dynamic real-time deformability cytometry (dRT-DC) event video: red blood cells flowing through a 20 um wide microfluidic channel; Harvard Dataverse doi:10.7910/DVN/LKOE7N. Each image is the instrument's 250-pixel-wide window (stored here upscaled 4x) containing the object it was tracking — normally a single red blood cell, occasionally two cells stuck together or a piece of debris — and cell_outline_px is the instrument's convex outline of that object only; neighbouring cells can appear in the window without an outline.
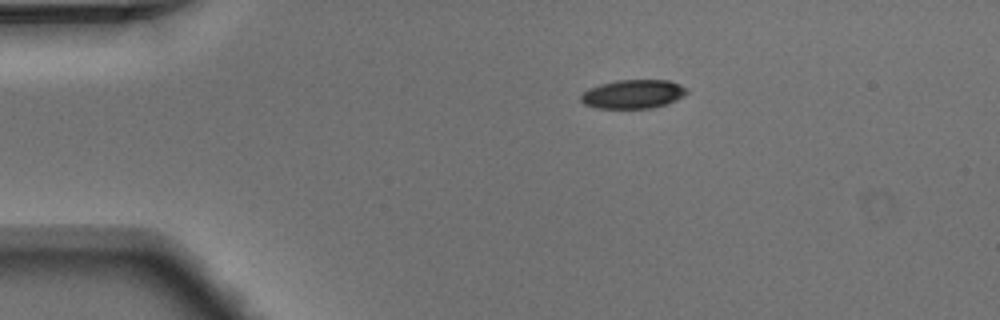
{"species": "Egyptian fruit bat (a non-hibernating species)", "species_latin": "Rousettus aegyptiacus", "temperature_condition": "warm", "stored_images_in_passage": 2, "camera_frame_rate_fps": 3000, "um_per_image_px": 0.085, "animal": {"sex": "male"}, "frame": {"image": 1, "passage_image": 1, "time_ms": 0.0, "image_size_px": [1000, 320], "cell_outline_px": [[688, 92], [684, 96], [668, 104], [652, 108], [596, 108], [584, 104], [580, 100], [580, 96], [588, 88], [600, 84], [616, 80], [668, 80], [680, 84], [688, 88]], "centroid_in_image_um": [53.83, 8.0], "position_along_channel_um": 31.2, "area_um2": 17.98}}